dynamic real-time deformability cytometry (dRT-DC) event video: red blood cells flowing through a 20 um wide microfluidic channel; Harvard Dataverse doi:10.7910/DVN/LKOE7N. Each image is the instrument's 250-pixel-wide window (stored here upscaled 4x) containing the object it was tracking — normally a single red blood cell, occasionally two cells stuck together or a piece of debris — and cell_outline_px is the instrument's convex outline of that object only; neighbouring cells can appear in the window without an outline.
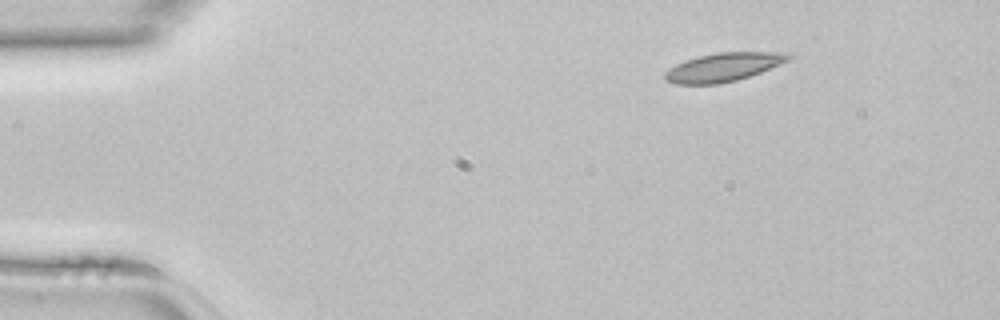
{"species": "common noctule bat (a hibernating species)", "species_latin": "Nyctalus noctula", "temperature_condition": "room temperature", "stored_images_in_passage": 39, "camera_frame_rate_fps": 3000, "um_per_image_px": 0.085, "animal": {"sex": "female", "body_mass_g": 22.7, "forearm_length_mm": 54.2}, "frame": {"image": 1, "passage_image": 1, "time_ms": 0.0, "image_size_px": [1000, 320], "cell_outline_px": [[792, 56], [788, 60], [780, 64], [760, 72], [736, 80], [716, 84], [676, 84], [664, 80], [664, 72], [676, 64], [684, 60], [696, 56], [716, 52], [792, 52]], "centroid_in_image_um": [61.46, 5.69], "position_along_channel_um": 23.5, "area_um2": 20.63}}
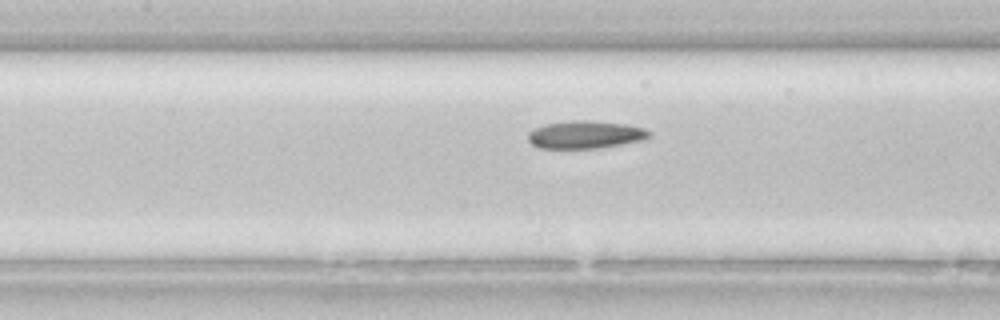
{"frame": {"image": 2, "passage_image": 15, "time_ms": 4.667, "image_size_px": [1000, 320], "cell_outline_px": [[652, 136], [644, 140], [596, 148], [540, 148], [532, 144], [528, 140], [528, 132], [544, 124], [572, 120], [588, 120], [624, 124], [644, 128], [652, 132]], "centroid_in_image_um": [49.77, 11.44], "position_along_channel_um": 157.6, "area_um2": 19.54}}
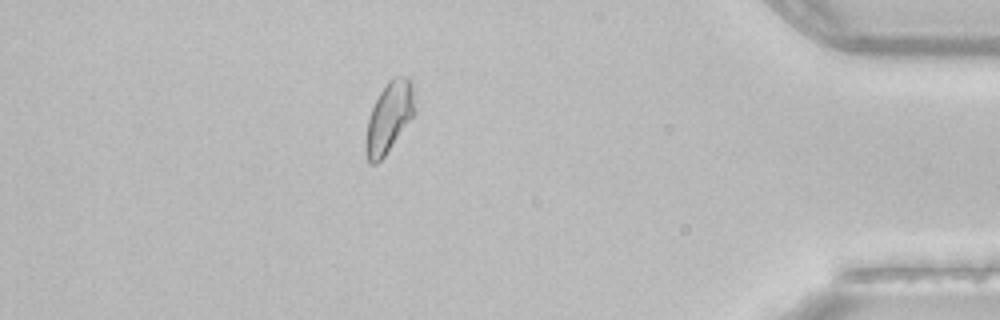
{"frame": {"image": 3, "passage_image": 34, "time_ms": 11.0, "image_size_px": [1000, 320], "cell_outline_px": [[416, 112], [384, 156], [376, 164], [368, 164], [364, 152], [364, 140], [368, 120], [372, 108], [380, 92], [388, 80], [392, 76], [408, 76], [412, 80]], "centroid_in_image_um": [33.06, 9.97], "position_along_channel_um": 402.1, "area_um2": 20.4}}